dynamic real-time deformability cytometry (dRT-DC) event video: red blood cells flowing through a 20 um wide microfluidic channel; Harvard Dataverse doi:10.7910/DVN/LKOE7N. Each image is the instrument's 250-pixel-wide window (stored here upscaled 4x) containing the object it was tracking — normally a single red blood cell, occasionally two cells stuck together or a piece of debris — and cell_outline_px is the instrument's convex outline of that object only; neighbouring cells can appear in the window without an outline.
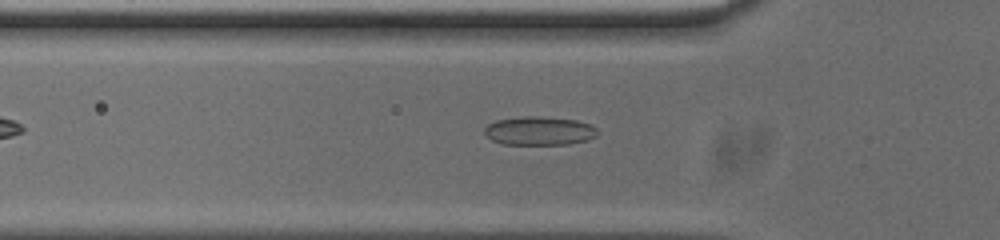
{"species": "common noctule bat (a hibernating species)", "species_latin": "Nyctalus noctula", "temperature_condition": "cold", "stored_images_in_passage": 39, "camera_frame_rate_fps": 3000, "um_per_image_px": 0.085, "animal": {"sex": "male", "body_mass_g": 20.0, "forearm_length_mm": 53.3}, "frame": {"image": 1, "passage_image": 2, "time_ms": 0.333, "image_size_px": [1000, 240], "cell_outline_px": [[596, 136], [588, 140], [568, 144], [504, 144], [492, 140], [484, 132], [484, 128], [488, 124], [496, 120], [524, 116], [540, 116], [576, 120], [592, 124], [596, 128]], "centroid_in_image_um": [45.85, 11.11], "position_along_channel_um": 79.9, "area_um2": 18.84}}
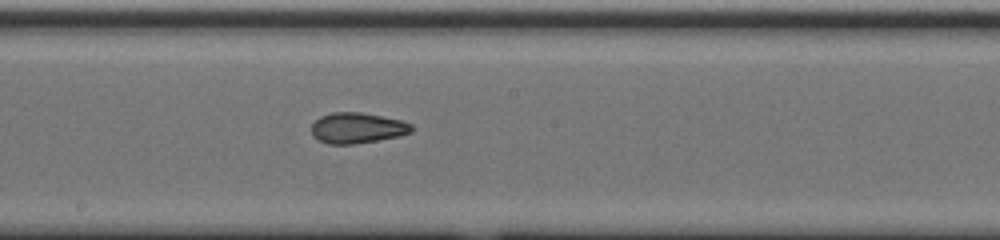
{"frame": {"image": 2, "passage_image": 13, "time_ms": 4.0, "image_size_px": [1000, 240], "cell_outline_px": [[416, 128], [412, 132], [400, 136], [352, 144], [328, 144], [316, 140], [312, 136], [312, 124], [320, 116], [332, 112], [360, 112], [400, 120], [412, 124]], "centroid_in_image_um": [30.36, 10.88], "position_along_channel_um": 217.8, "area_um2": 17.98}}
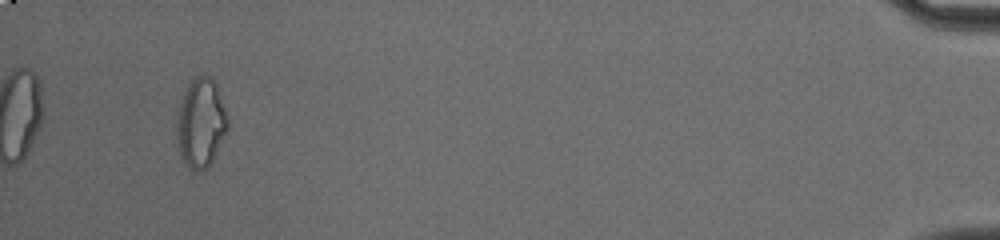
{"frame": {"image": 3, "passage_image": 36, "time_ms": 11.667, "image_size_px": [1000, 240], "cell_outline_px": [[228, 128], [208, 168], [200, 172], [196, 172], [180, 156], [176, 136], [176, 112], [180, 100], [188, 84], [196, 76], [212, 76], [216, 80], [228, 120]], "centroid_in_image_um": [17.05, 10.42], "position_along_channel_um": 418.1, "area_um2": 26.65}}